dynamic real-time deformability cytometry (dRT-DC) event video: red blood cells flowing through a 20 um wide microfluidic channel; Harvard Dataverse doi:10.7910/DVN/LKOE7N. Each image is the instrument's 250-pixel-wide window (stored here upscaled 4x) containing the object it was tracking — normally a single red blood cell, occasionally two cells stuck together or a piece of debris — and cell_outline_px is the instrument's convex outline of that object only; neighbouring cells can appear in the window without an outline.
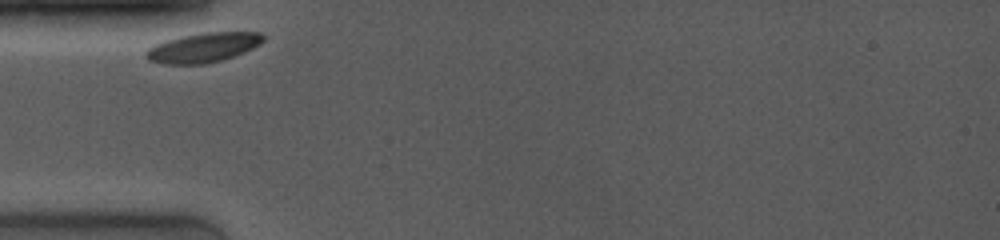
{"species": "common noctule bat (a hibernating species)", "species_latin": "Nyctalus noctula", "temperature_condition": "room temperature", "stored_images_in_passage": 22, "camera_frame_rate_fps": 4000, "um_per_image_px": 0.085, "animal": {"sex": "female", "body_mass_g": 19.0, "forearm_length_mm": 53.3}, "frame": {"image": 1, "passage_image": 1, "time_ms": 0.0, "image_size_px": [1000, 240], "cell_outline_px": [[264, 40], [260, 44], [236, 56], [224, 60], [204, 64], [164, 64], [148, 60], [144, 56], [144, 52], [148, 48], [156, 44], [180, 36], [204, 32], [260, 32], [264, 36]], "centroid_in_image_um": [17.27, 4.05], "position_along_channel_um": 67.7, "area_um2": 20.35}}
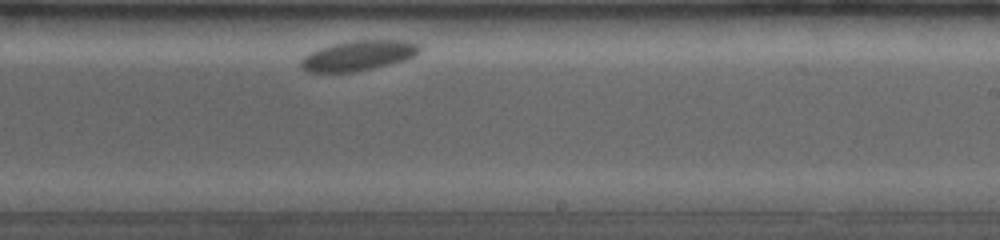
{"frame": {"image": 2, "passage_image": 16, "time_ms": 5.75, "image_size_px": [1000, 240], "cell_outline_px": [[420, 52], [416, 56], [404, 60], [372, 68], [352, 72], [308, 72], [300, 68], [300, 60], [304, 56], [320, 48], [332, 44], [356, 40], [404, 40], [420, 44]], "centroid_in_image_um": [30.47, 4.72], "position_along_channel_um": 258.5, "area_um2": 20.75}}
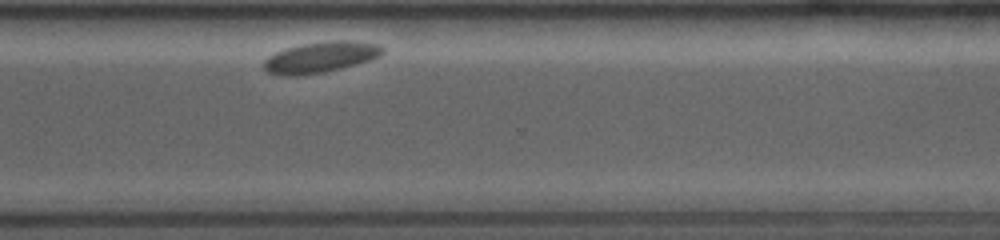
{"frame": {"image": 3, "passage_image": 22, "time_ms": 8.25, "image_size_px": [1000, 240], "cell_outline_px": [[384, 52], [380, 56], [372, 60], [324, 72], [296, 76], [280, 76], [268, 72], [264, 68], [264, 60], [268, 56], [276, 52], [288, 48], [304, 44], [332, 40], [352, 40], [380, 44], [384, 48]], "centroid_in_image_um": [27.29, 4.86], "position_along_channel_um": 343.3, "area_um2": 21.44}}